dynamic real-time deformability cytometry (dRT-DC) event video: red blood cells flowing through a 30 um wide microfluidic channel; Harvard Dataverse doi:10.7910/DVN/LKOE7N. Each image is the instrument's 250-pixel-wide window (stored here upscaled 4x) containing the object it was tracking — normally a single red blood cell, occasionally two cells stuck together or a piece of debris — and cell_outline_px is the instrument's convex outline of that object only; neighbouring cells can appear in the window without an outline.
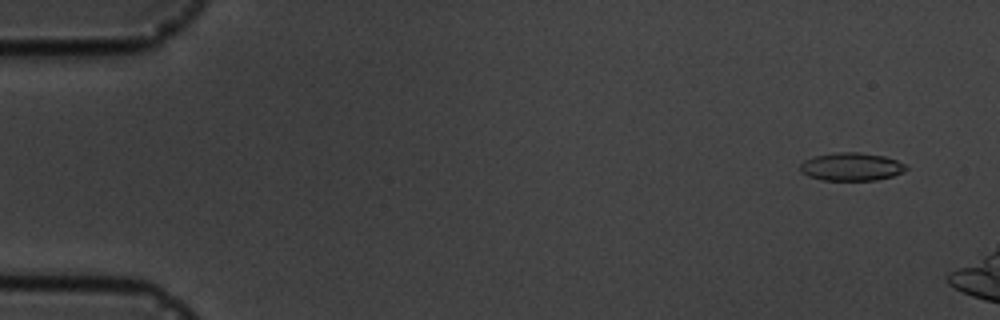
{"species": "common noctule bat (a hibernating species)", "species_latin": "Nyctalus noctula", "temperature_condition": "cold", "stored_images_in_passage": 3, "camera_frame_rate_fps": 3000, "um_per_image_px": 0.085, "animal": {"sex": "male", "body_mass_g": 19.5, "forearm_length_mm": 54.6}, "frame": {"image": 1, "passage_image": 1, "time_ms": 0.0, "image_size_px": [1000, 320], "cell_outline_px": [[908, 168], [904, 172], [892, 176], [876, 180], [820, 180], [808, 176], [800, 172], [800, 164], [804, 160], [816, 156], [836, 152], [860, 152], [884, 156], [908, 164]], "centroid_in_image_um": [72.38, 14.17], "position_along_channel_um": 12.6, "area_um2": 17.46}}